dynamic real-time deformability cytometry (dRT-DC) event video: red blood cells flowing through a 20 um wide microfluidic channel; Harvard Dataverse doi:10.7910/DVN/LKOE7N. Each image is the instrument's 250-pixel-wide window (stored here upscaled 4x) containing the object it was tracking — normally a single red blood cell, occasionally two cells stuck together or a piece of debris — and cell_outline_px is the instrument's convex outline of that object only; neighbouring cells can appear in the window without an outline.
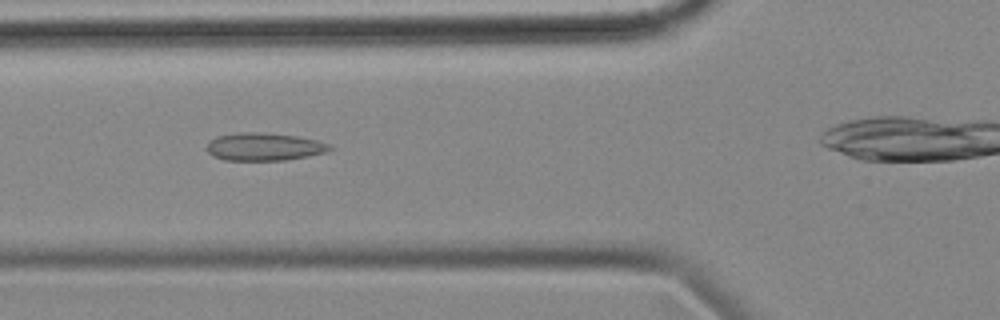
{"species": "common noctule bat (a hibernating species)", "species_latin": "Nyctalus noctula", "temperature_condition": "cold", "stored_images_in_passage": 31, "camera_frame_rate_fps": 3000, "um_per_image_px": 0.085, "animal": {"sex": "female", "body_mass_g": 18.4}, "frame": {"image": 1, "passage_image": 5, "time_ms": 1.333, "image_size_px": [1000, 320], "cell_outline_px": [[332, 148], [324, 152], [308, 156], [284, 160], [224, 160], [212, 156], [204, 148], [208, 140], [216, 136], [236, 132], [264, 132], [296, 136], [316, 140], [328, 144]], "centroid_in_image_um": [22.34, 12.46], "position_along_channel_um": 103.5, "area_um2": 20.06}}
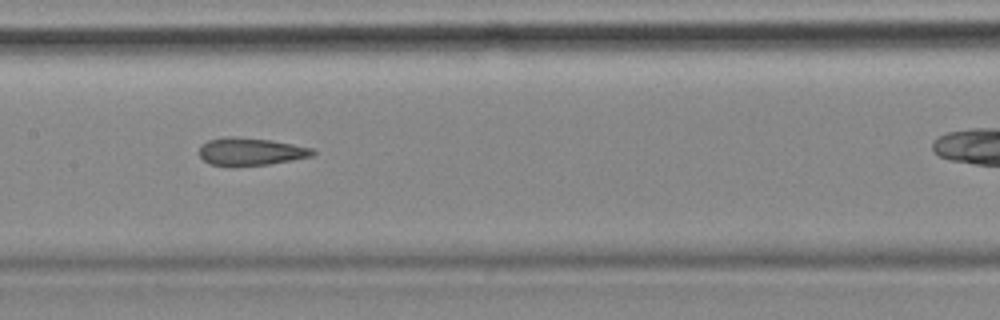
{"frame": {"image": 2, "passage_image": 12, "time_ms": 3.667, "image_size_px": [1000, 320], "cell_outline_px": [[316, 152], [312, 156], [292, 160], [268, 164], [228, 168], [212, 164], [204, 160], [200, 156], [200, 144], [208, 140], [224, 136], [236, 136], [272, 140], [312, 148]], "centroid_in_image_um": [21.26, 12.89], "position_along_channel_um": 186.1, "area_um2": 18.67}}
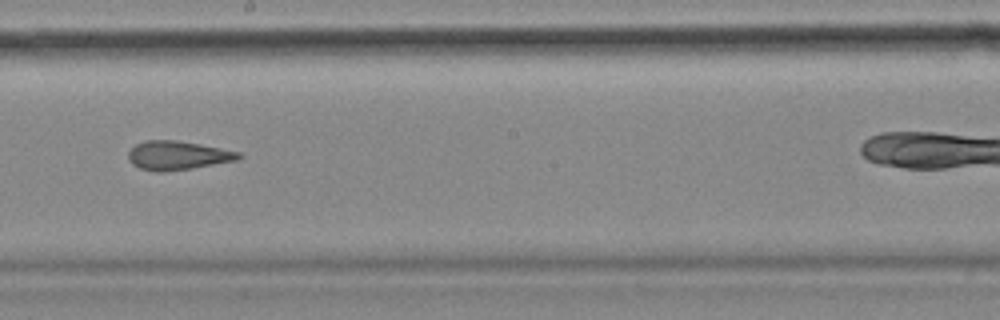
{"frame": {"image": 3, "passage_image": 16, "time_ms": 5.0, "image_size_px": [1000, 320], "cell_outline_px": [[244, 156], [236, 160], [192, 168], [156, 172], [140, 168], [132, 164], [128, 160], [128, 152], [136, 144], [144, 140], [176, 140], [200, 144], [240, 152]], "centroid_in_image_um": [15.08, 13.2], "position_along_channel_um": 233.1, "area_um2": 18.44}}